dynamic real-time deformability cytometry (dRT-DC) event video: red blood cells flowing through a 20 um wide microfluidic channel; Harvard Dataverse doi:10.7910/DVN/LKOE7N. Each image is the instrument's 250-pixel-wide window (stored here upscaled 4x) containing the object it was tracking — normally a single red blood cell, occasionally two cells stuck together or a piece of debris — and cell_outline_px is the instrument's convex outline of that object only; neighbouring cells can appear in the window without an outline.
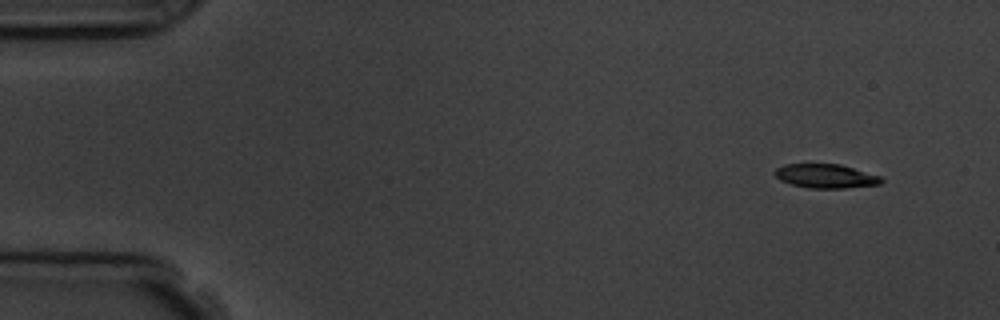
{"species": "common noctule bat (a hibernating species)", "species_latin": "Nyctalus noctula", "temperature_condition": "room temperature", "stored_images_in_passage": 4, "camera_frame_rate_fps": 3000, "um_per_image_px": 0.085, "animal": {"sex": "male", "body_mass_g": 19.5, "forearm_length_mm": 54.6}, "frame": {"image": 1, "passage_image": 1, "time_ms": 0.0, "image_size_px": [1000, 320], "cell_outline_px": [[884, 180], [880, 184], [844, 188], [808, 188], [792, 184], [780, 180], [772, 172], [776, 168], [784, 164], [840, 164], [880, 176]], "centroid_in_image_um": [70.16, 14.96], "position_along_channel_um": 14.8, "area_um2": 14.85}}
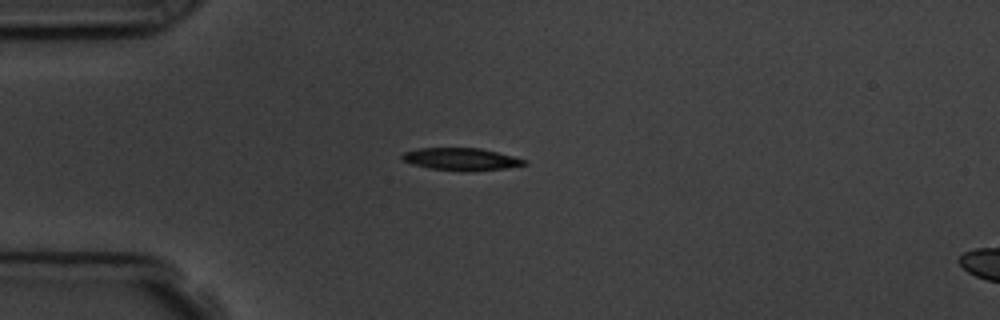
{"frame": {"image": 2, "passage_image": 3, "time_ms": 3.333, "image_size_px": [1000, 320], "cell_outline_px": [[528, 164], [508, 168], [428, 168], [412, 164], [404, 160], [400, 156], [404, 152], [420, 148], [480, 148], [528, 160]], "centroid_in_image_um": [39.18, 13.47], "position_along_channel_um": 45.8, "area_um2": 14.85}}